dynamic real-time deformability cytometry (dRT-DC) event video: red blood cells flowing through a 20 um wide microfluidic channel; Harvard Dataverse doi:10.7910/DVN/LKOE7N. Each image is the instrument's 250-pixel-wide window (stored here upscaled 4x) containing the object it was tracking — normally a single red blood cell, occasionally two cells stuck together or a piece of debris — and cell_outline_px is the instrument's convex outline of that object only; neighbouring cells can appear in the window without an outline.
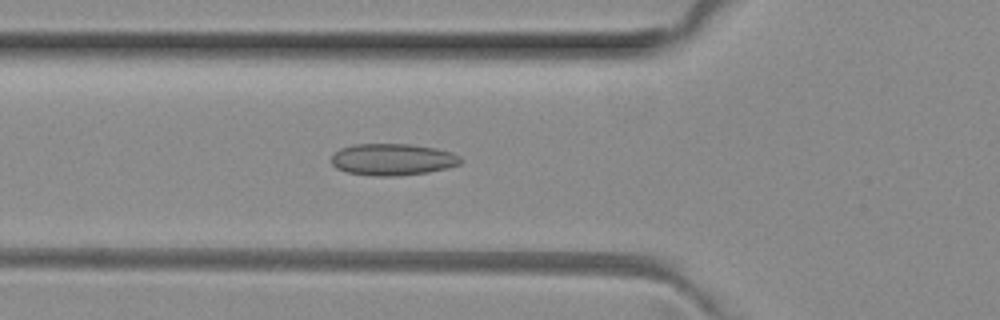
{"species": "common noctule bat (a hibernating species)", "species_latin": "Nyctalus noctula", "temperature_condition": "room temperature", "stored_images_in_passage": 51, "camera_frame_rate_fps": 3000, "um_per_image_px": 0.085, "animal": {"sex": "female", "body_mass_g": 29.2, "forearm_length_mm": 56.3}, "frame": {"image": 1, "passage_image": 18, "time_ms": 5.667, "image_size_px": [1000, 320], "cell_outline_px": [[464, 160], [460, 164], [448, 168], [428, 172], [400, 176], [372, 176], [348, 172], [336, 168], [332, 164], [332, 156], [340, 148], [352, 144], [408, 144], [436, 148], [452, 152], [460, 156]], "centroid_in_image_um": [33.4, 13.56], "position_along_channel_um": 92.4, "area_um2": 24.1}}
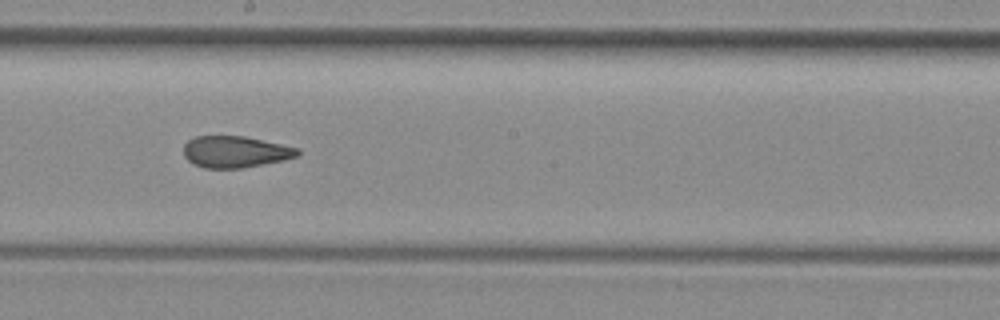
{"frame": {"image": 2, "passage_image": 28, "time_ms": 9.0, "image_size_px": [1000, 320], "cell_outline_px": [[300, 152], [296, 156], [284, 160], [244, 168], [204, 168], [192, 164], [184, 156], [184, 144], [188, 140], [196, 136], [244, 136], [300, 148]], "centroid_in_image_um": [19.99, 12.91], "position_along_channel_um": 228.2, "area_um2": 21.04}}
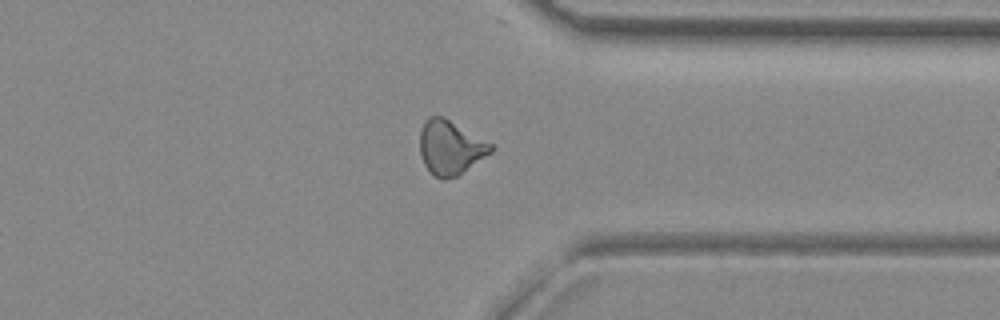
{"frame": {"image": 3, "passage_image": 39, "time_ms": 12.667, "image_size_px": [1000, 320], "cell_outline_px": [[492, 152], [456, 176], [444, 180], [432, 176], [424, 164], [420, 156], [420, 132], [424, 120], [428, 116], [444, 116], [492, 144]], "centroid_in_image_um": [38.24, 12.53], "position_along_channel_um": 373.2, "area_um2": 22.43}, "authors_computed_cell_mechanics": {"area_um2": 22.4264, "velocity_mm_per_s": 4.0568, "shape_relaxation_time_tau1_ms": null, "shape_relaxation_time_tau2_ms": 3.2295, "deformation_change_tau1": null, "deformation_change_tau2": 0.0977}}